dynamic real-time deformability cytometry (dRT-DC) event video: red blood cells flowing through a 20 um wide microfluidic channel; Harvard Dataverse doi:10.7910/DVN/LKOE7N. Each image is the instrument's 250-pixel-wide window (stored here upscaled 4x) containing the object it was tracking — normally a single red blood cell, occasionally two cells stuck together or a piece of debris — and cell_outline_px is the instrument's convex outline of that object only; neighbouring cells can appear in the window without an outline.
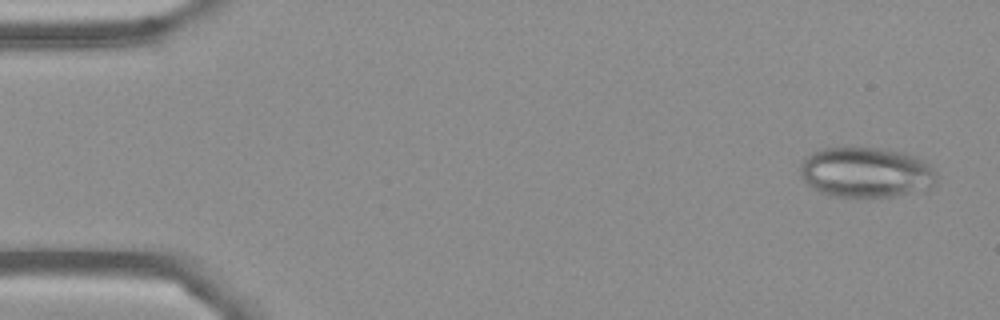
{"species": "Egyptian fruit bat (a non-hibernating species)", "species_latin": "Rousettus aegyptiacus", "temperature_condition": "cold", "stored_images_in_passage": 5, "camera_frame_rate_fps": 3000, "um_per_image_px": 0.085, "frame": {"image": 1, "passage_image": 1, "time_ms": 0.0, "image_size_px": [1000, 320], "cell_outline_px": [[936, 184], [932, 188], [924, 192], [896, 196], [828, 196], [812, 188], [800, 176], [800, 164], [804, 156], [812, 152], [824, 148], [844, 144], [848, 144], [884, 148], [904, 152], [916, 156], [924, 160], [936, 172]], "centroid_in_image_um": [73.62, 14.61], "position_along_channel_um": 11.4, "area_um2": 41.56}}